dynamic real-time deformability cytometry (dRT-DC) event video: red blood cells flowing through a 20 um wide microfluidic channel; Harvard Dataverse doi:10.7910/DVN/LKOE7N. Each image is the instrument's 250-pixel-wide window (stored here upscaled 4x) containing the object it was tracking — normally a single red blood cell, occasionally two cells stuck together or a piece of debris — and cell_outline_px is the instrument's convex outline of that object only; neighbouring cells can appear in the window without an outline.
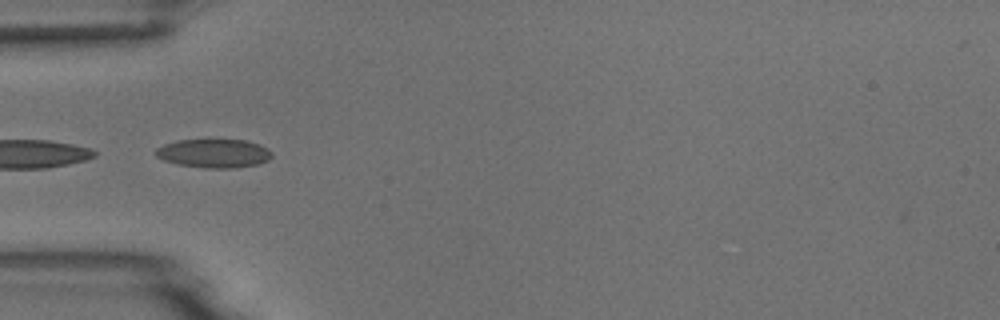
{"species": "common noctule bat (a hibernating species)", "species_latin": "Nyctalus noctula", "temperature_condition": "room temperature", "stored_images_in_passage": 19, "camera_frame_rate_fps": 3000, "um_per_image_px": 0.085, "animal": {"sex": "male", "body_mass_g": 18.8}, "frame": {"image": 1, "passage_image": 17, "time_ms": 5.333, "image_size_px": [1000, 320], "cell_outline_px": [[272, 156], [268, 160], [260, 164], [236, 168], [204, 168], [176, 164], [164, 160], [156, 156], [156, 148], [164, 144], [176, 140], [248, 140], [260, 144], [268, 148], [272, 152]], "centroid_in_image_um": [18.21, 13.04], "position_along_channel_um": 66.8, "area_um2": 19.65}}